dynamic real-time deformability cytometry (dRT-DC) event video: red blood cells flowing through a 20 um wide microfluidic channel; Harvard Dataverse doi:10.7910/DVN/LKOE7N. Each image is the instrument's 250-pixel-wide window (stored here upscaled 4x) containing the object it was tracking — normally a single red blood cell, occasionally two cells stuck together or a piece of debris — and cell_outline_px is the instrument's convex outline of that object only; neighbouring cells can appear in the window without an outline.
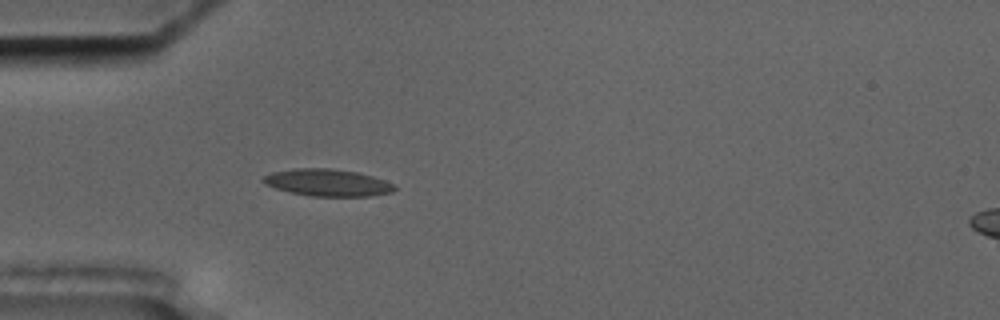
{"species": "common noctule bat (a hibernating species)", "species_latin": "Nyctalus noctula", "temperature_condition": "cold", "stored_images_in_passage": 3, "camera_frame_rate_fps": 3000, "um_per_image_px": 0.085, "animal": {"sex": "male", "body_mass_g": 17.5, "forearm_length_mm": 52.3}, "frame": {"image": 1, "passage_image": 3, "time_ms": 2.333, "image_size_px": [1000, 320], "cell_outline_px": [[396, 188], [392, 192], [368, 196], [312, 196], [292, 192], [276, 188], [264, 184], [260, 180], [264, 176], [272, 172], [296, 168], [328, 168], [356, 172], [372, 176], [396, 184]], "centroid_in_image_um": [27.84, 15.52], "position_along_channel_um": 57.2, "area_um2": 20.58}}